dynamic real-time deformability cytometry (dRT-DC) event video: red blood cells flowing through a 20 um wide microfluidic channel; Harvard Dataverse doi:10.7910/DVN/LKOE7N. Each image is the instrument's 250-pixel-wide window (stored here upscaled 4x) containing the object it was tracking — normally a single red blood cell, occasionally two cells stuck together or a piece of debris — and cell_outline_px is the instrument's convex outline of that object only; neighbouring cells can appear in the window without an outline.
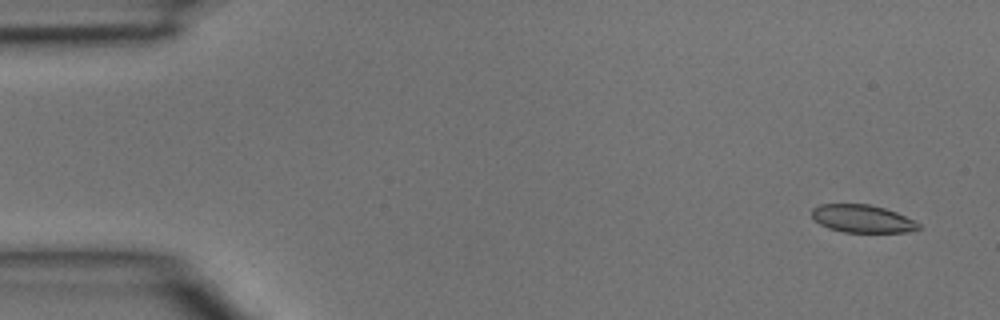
{"species": "common noctule bat (a hibernating species)", "species_latin": "Nyctalus noctula", "temperature_condition": "room temperature", "stored_images_in_passage": 4, "camera_frame_rate_fps": 3000, "um_per_image_px": 0.085, "animal": {"sex": "male", "body_mass_g": 15.6}, "frame": {"image": 1, "passage_image": 1, "time_ms": 0.0, "image_size_px": [1000, 320], "cell_outline_px": [[920, 228], [908, 232], [844, 232], [828, 228], [820, 224], [812, 216], [812, 208], [820, 204], [868, 204], [884, 208], [896, 212], [920, 224]], "centroid_in_image_um": [73.28, 18.59], "position_along_channel_um": 11.7, "area_um2": 17.11}}
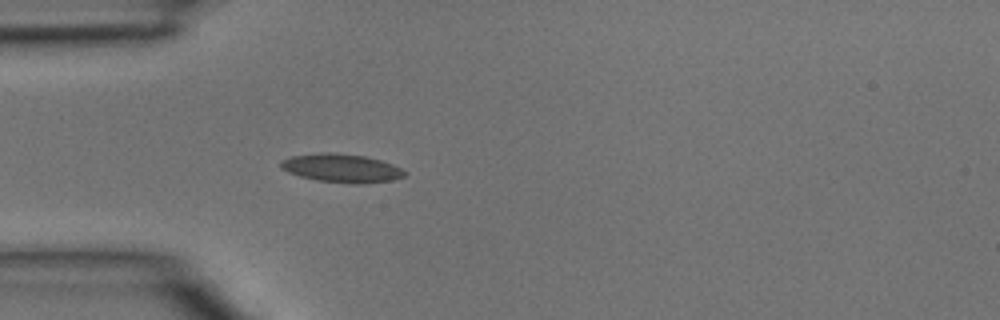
{"frame": {"image": 2, "passage_image": 4, "time_ms": 1.0, "image_size_px": [1000, 320], "cell_outline_px": [[408, 172], [404, 176], [392, 180], [360, 184], [356, 184], [320, 180], [300, 176], [288, 172], [280, 168], [280, 160], [292, 156], [320, 152], [328, 152], [364, 156], [380, 160], [392, 164]], "centroid_in_image_um": [29.02, 14.28], "position_along_channel_um": 56.0, "area_um2": 20.4}}